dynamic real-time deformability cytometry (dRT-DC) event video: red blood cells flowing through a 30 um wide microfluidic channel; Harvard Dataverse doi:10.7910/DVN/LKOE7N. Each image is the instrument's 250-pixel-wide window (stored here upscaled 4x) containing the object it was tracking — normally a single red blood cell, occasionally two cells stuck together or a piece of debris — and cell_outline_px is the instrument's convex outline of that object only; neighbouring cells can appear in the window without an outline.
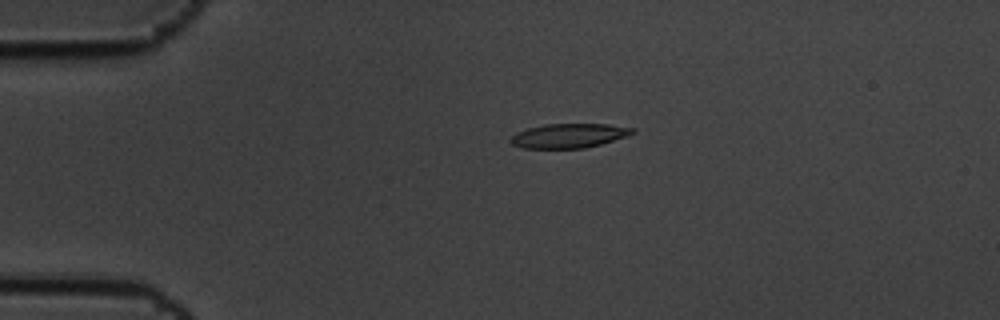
{"species": "common noctule bat (a hibernating species)", "species_latin": "Nyctalus noctula", "temperature_condition": "cold", "stored_images_in_passage": 5, "camera_frame_rate_fps": 3000, "um_per_image_px": 0.085, "animal": {"sex": "male", "body_mass_g": 19.5, "forearm_length_mm": 54.6}, "frame": {"image": 1, "passage_image": 4, "time_ms": 1.0, "image_size_px": [1000, 320], "cell_outline_px": [[636, 132], [628, 136], [600, 144], [584, 148], [520, 148], [512, 144], [508, 140], [516, 132], [528, 128], [544, 124], [608, 124], [636, 128]], "centroid_in_image_um": [48.36, 11.53], "position_along_channel_um": 36.6, "area_um2": 17.4}}